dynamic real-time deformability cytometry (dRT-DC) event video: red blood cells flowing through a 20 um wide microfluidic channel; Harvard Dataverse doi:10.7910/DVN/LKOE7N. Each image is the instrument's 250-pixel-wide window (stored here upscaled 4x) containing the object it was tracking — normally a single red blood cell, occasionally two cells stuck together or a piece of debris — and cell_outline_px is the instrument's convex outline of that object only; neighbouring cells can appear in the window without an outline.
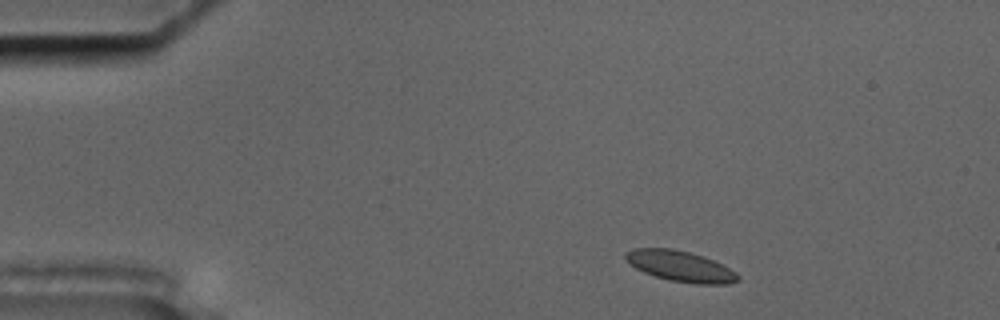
{"species": "common noctule bat (a hibernating species)", "species_latin": "Nyctalus noctula", "temperature_condition": "cold", "stored_images_in_passage": 51, "camera_frame_rate_fps": 3000, "um_per_image_px": 0.085, "animal": {"sex": "male", "body_mass_g": 17.5, "forearm_length_mm": 52.3}, "frame": {"image": 1, "passage_image": 4, "time_ms": 1.0, "image_size_px": [1000, 320], "cell_outline_px": [[740, 280], [728, 284], [696, 284], [668, 280], [644, 272], [636, 268], [624, 256], [624, 252], [632, 248], [672, 248], [704, 256], [736, 272], [740, 276]], "centroid_in_image_um": [57.84, 22.63], "position_along_channel_um": 27.2, "area_um2": 20.0}}
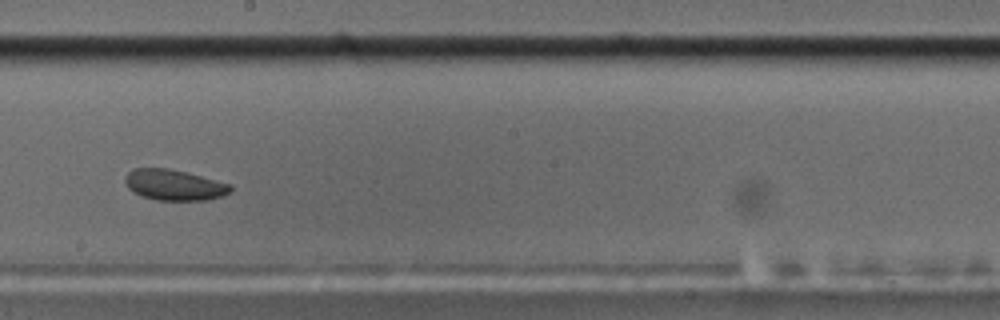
{"frame": {"image": 2, "passage_image": 27, "time_ms": 8.667, "image_size_px": [1000, 320], "cell_outline_px": [[232, 192], [208, 200], [156, 200], [140, 196], [128, 188], [124, 180], [124, 176], [132, 168], [168, 168], [232, 184]], "centroid_in_image_um": [14.78, 15.72], "position_along_channel_um": 233.4, "area_um2": 18.96}}
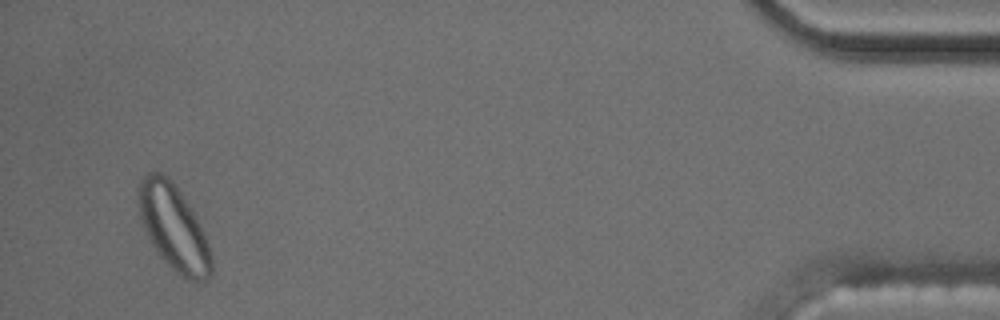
{"frame": {"image": 3, "passage_image": 49, "time_ms": 16.0, "image_size_px": [1000, 320], "cell_outline_px": [[212, 272], [204, 280], [188, 280], [176, 272], [160, 256], [152, 244], [144, 228], [140, 216], [136, 196], [136, 184], [140, 176], [148, 172], [160, 172], [168, 176], [192, 212], [208, 244], [212, 256]], "centroid_in_image_um": [14.68, 19.3], "position_along_channel_um": 420.5, "area_um2": 35.78}, "authors_computed_cell_mechanics": {"area_um2": 19.7098, "velocity_mm_per_s": 3.5644, "shape_relaxation_time_tau1_ms": null, "shape_relaxation_time_tau2_ms": 4.3393, "deformation_change_tau1": null, "deformation_change_tau2": 0.0667}}